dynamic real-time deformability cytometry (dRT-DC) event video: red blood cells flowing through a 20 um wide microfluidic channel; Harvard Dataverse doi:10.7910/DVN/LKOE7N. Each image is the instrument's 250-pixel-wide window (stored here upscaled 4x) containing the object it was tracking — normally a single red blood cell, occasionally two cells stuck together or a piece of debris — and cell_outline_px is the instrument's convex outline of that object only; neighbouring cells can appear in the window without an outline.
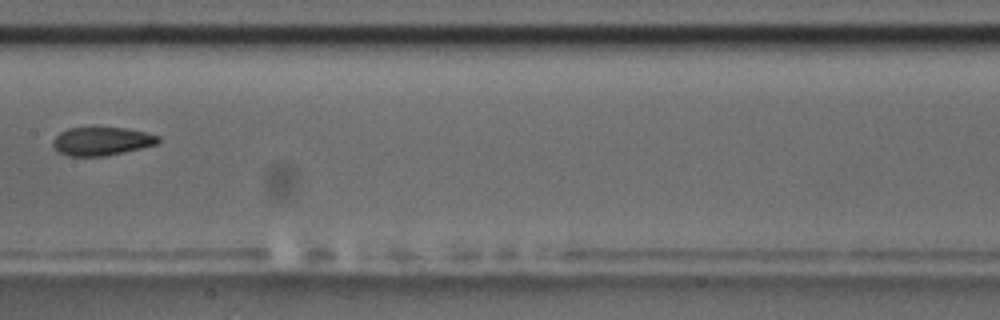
{"species": "common noctule bat (a hibernating species)", "species_latin": "Nyctalus noctula", "temperature_condition": "room temperature", "stored_images_in_passage": 13, "camera_frame_rate_fps": 3000, "um_per_image_px": 0.085, "animal": {"sex": "male", "body_mass_g": 17.5, "forearm_length_mm": 52.3}, "frame": {"image": 1, "passage_image": 6, "time_ms": 5.667, "image_size_px": [1000, 320], "cell_outline_px": [[160, 140], [156, 144], [124, 152], [104, 156], [68, 156], [60, 152], [52, 144], [52, 140], [60, 132], [68, 128], [124, 128], [144, 132], [160, 136]], "centroid_in_image_um": [8.63, 12.0], "position_along_channel_um": 198.8, "area_um2": 17.17}, "authors_computed_cell_mechanics": {"area_um2": 18.3804, "velocity_mm_per_s": 3.5926, "shape_relaxation_time_tau1_ms": 4.2581, "shape_relaxation_time_tau2_ms": 9.1183, "deformation_change_tau1": 0.1466, "deformation_change_tau2": 0.1776}}